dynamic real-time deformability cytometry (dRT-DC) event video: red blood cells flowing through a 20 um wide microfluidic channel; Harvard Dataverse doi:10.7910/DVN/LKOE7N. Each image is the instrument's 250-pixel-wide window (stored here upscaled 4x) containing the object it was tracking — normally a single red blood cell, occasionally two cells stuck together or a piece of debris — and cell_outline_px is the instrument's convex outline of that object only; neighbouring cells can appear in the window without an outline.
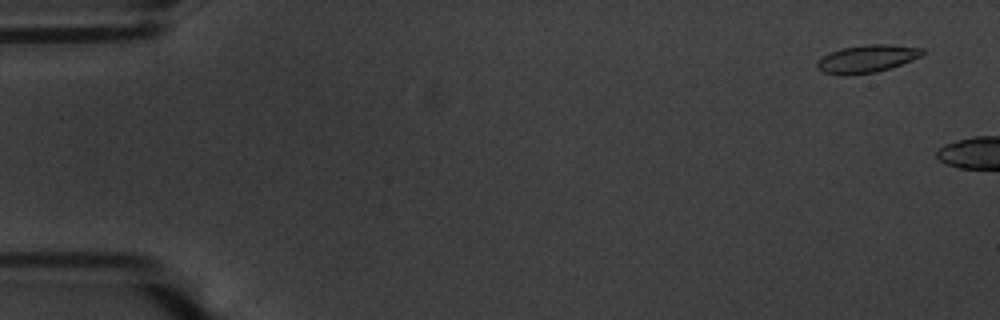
{"species": "common noctule bat (a hibernating species)", "species_latin": "Nyctalus noctula", "temperature_condition": "warm", "stored_images_in_passage": 7, "camera_frame_rate_fps": 3000, "um_per_image_px": 0.085, "animal": {"sex": "male", "body_mass_g": 20.1, "forearm_length_mm": 53.5}, "frame": {"image": 1, "passage_image": 3, "time_ms": 0.667, "image_size_px": [1000, 320], "cell_outline_px": [[924, 52], [920, 56], [912, 60], [876, 72], [824, 72], [816, 68], [816, 60], [828, 52], [844, 48], [868, 44], [888, 44], [924, 48]], "centroid_in_image_um": [73.71, 4.94], "position_along_channel_um": 11.3, "area_um2": 16.24}}